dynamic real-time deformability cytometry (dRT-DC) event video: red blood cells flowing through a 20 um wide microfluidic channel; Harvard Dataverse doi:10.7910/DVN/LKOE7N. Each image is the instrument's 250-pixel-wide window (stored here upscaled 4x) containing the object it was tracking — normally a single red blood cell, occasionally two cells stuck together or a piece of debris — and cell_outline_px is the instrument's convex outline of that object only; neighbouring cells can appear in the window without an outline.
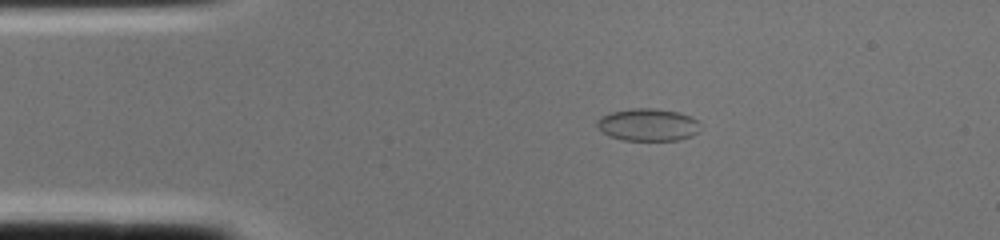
{"species": "common noctule bat (a hibernating species)", "species_latin": "Nyctalus noctula", "temperature_condition": "cold", "stored_images_in_passage": 1, "camera_frame_rate_fps": 3000, "um_per_image_px": 0.085, "animal": {"sex": "female", "body_mass_g": 22.0, "forearm_length_mm": 56.7}, "frame": {"image": 1, "passage_image": 1, "time_ms": 0.0, "image_size_px": [1000, 240], "cell_outline_px": [[700, 132], [692, 136], [680, 140], [624, 140], [608, 136], [596, 128], [596, 120], [600, 116], [608, 112], [632, 108], [656, 108], [680, 112], [692, 116], [700, 124]], "centroid_in_image_um": [55.06, 10.59], "position_along_channel_um": 29.9, "area_um2": 20.06}}